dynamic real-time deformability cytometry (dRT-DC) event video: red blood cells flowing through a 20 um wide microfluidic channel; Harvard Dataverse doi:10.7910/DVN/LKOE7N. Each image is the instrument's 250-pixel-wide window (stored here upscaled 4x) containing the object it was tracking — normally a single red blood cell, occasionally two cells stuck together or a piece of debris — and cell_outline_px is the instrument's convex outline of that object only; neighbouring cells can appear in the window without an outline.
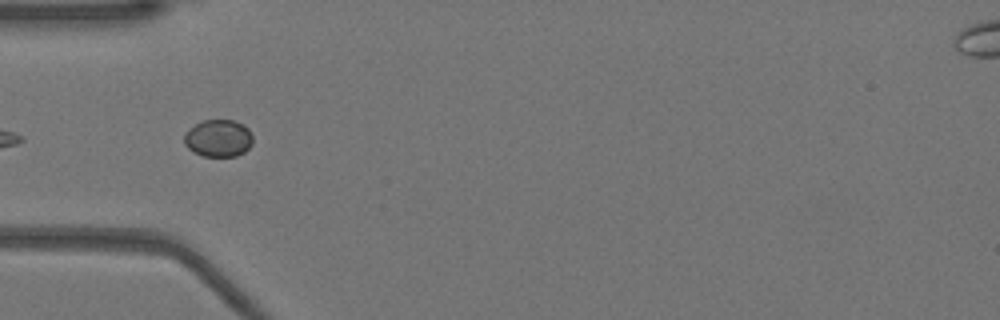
{"species": "Egyptian fruit bat (a non-hibernating species)", "species_latin": "Rousettus aegyptiacus", "temperature_condition": "warm", "stored_images_in_passage": 11, "camera_frame_rate_fps": 3000, "um_per_image_px": 0.085, "animal": {"sex": "female"}, "frame": {"image": 1, "passage_image": 2, "time_ms": 0.333, "image_size_px": [1000, 320], "cell_outline_px": [[252, 144], [244, 152], [236, 156], [204, 156], [192, 152], [184, 144], [184, 132], [196, 124], [204, 120], [232, 120], [244, 124], [248, 128], [252, 136]], "centroid_in_image_um": [18.55, 11.75], "position_along_channel_um": 66.4, "area_um2": 14.97}}